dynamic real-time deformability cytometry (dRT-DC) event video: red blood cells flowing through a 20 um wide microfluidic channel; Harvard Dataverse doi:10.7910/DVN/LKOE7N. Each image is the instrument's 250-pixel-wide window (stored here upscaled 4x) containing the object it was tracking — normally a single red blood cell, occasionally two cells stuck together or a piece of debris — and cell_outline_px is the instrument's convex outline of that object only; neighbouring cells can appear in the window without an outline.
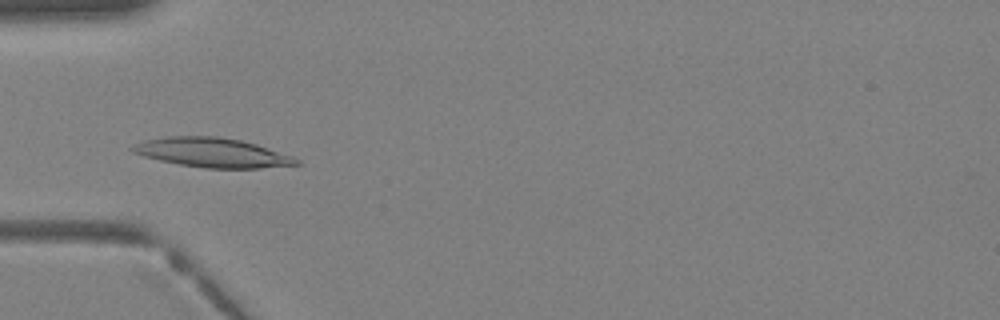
{"species": "Egyptian fruit bat (a non-hibernating species)", "species_latin": "Rousettus aegyptiacus", "temperature_condition": "warm", "stored_images_in_passage": 39, "camera_frame_rate_fps": 3000, "um_per_image_px": 0.085, "animal": {"sex": "female"}, "frame": {"image": 1, "passage_image": 13, "time_ms": 4.0, "image_size_px": [1000, 320], "cell_outline_px": [[304, 164], [260, 168], [204, 168], [180, 164], [160, 160], [144, 156], [132, 152], [128, 148], [144, 140], [168, 136], [216, 136], [240, 140], [256, 144], [292, 156], [300, 160]], "centroid_in_image_um": [18.06, 12.97], "position_along_channel_um": 66.9, "area_um2": 27.98}}
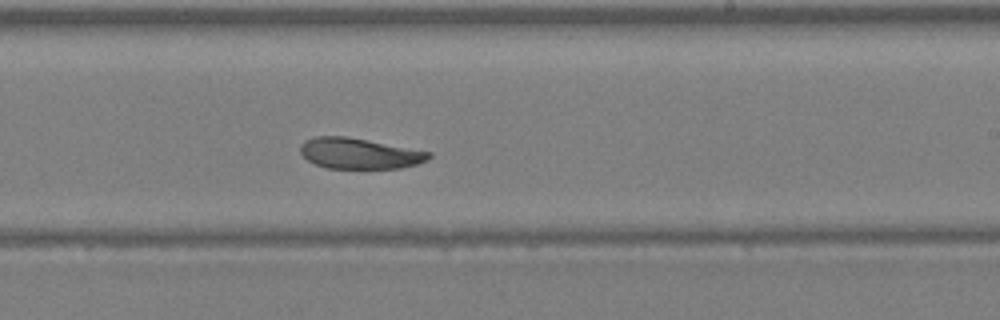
{"frame": {"image": 2, "passage_image": 24, "time_ms": 7.667, "image_size_px": [1000, 320], "cell_outline_px": [[432, 156], [428, 160], [416, 164], [400, 168], [324, 168], [308, 160], [300, 152], [300, 144], [304, 140], [312, 136], [348, 136], [432, 152]], "centroid_in_image_um": [30.53, 13.03], "position_along_channel_um": 258.5, "area_um2": 23.18}}
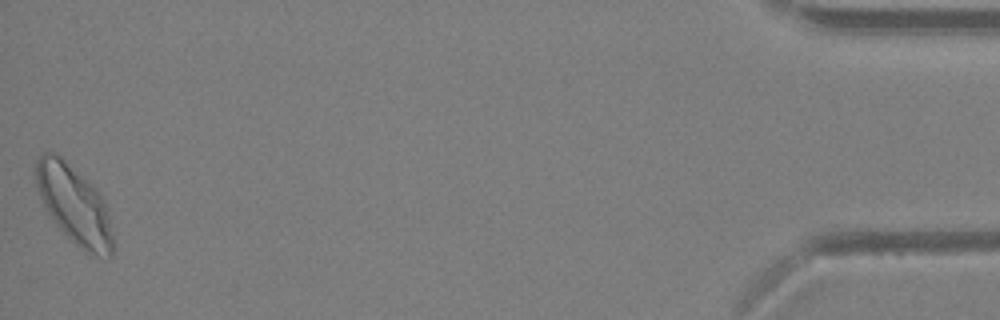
{"frame": {"image": 3, "passage_image": 39, "time_ms": 12.667, "image_size_px": [1000, 320], "cell_outline_px": [[116, 244], [112, 256], [96, 256], [84, 252], [56, 224], [44, 208], [36, 188], [36, 160], [44, 152], [56, 152], [96, 188], [104, 204], [108, 216]], "centroid_in_image_um": [6.31, 17.43], "position_along_channel_um": 428.9, "area_um2": 35.14}}